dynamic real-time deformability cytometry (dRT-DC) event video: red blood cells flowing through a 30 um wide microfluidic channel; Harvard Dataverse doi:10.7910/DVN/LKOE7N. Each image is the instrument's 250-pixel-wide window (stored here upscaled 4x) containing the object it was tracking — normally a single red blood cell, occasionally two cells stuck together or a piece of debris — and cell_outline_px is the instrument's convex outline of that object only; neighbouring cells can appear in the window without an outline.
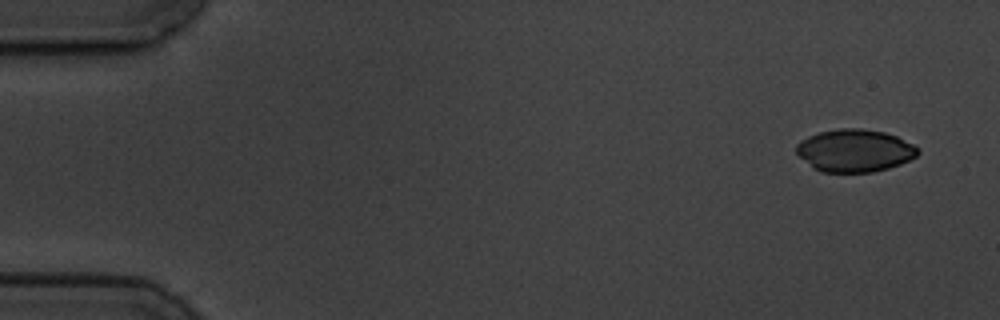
{"species": "common noctule bat (a hibernating species)", "species_latin": "Nyctalus noctula", "temperature_condition": "cold", "stored_images_in_passage": 7, "camera_frame_rate_fps": 3000, "um_per_image_px": 0.085, "animal": {"sex": "male", "body_mass_g": 19.5, "forearm_length_mm": 54.6}, "frame": {"image": 1, "passage_image": 1, "time_ms": 0.0, "image_size_px": [1000, 320], "cell_outline_px": [[920, 152], [916, 156], [900, 164], [888, 168], [872, 172], [824, 172], [812, 168], [796, 152], [796, 144], [800, 140], [808, 136], [820, 132], [840, 128], [860, 128], [884, 132], [896, 136], [920, 148]], "centroid_in_image_um": [72.64, 12.8], "position_along_channel_um": 12.4, "area_um2": 30.11}}